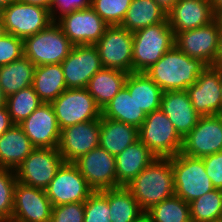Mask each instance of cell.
I'll use <instances>...</instances> for the list:
<instances>
[{"mask_svg": "<svg viewBox=\"0 0 222 222\" xmlns=\"http://www.w3.org/2000/svg\"><path fill=\"white\" fill-rule=\"evenodd\" d=\"M212 11L216 15L219 11H222V0H209Z\"/></svg>", "mask_w": 222, "mask_h": 222, "instance_id": "cell-47", "label": "cell"}, {"mask_svg": "<svg viewBox=\"0 0 222 222\" xmlns=\"http://www.w3.org/2000/svg\"><path fill=\"white\" fill-rule=\"evenodd\" d=\"M134 222H153V219L146 211H143Z\"/></svg>", "mask_w": 222, "mask_h": 222, "instance_id": "cell-48", "label": "cell"}, {"mask_svg": "<svg viewBox=\"0 0 222 222\" xmlns=\"http://www.w3.org/2000/svg\"><path fill=\"white\" fill-rule=\"evenodd\" d=\"M139 139L138 129L113 119L100 118L99 146L116 156Z\"/></svg>", "mask_w": 222, "mask_h": 222, "instance_id": "cell-25", "label": "cell"}, {"mask_svg": "<svg viewBox=\"0 0 222 222\" xmlns=\"http://www.w3.org/2000/svg\"><path fill=\"white\" fill-rule=\"evenodd\" d=\"M202 159L213 187L222 190V151L204 156Z\"/></svg>", "mask_w": 222, "mask_h": 222, "instance_id": "cell-42", "label": "cell"}, {"mask_svg": "<svg viewBox=\"0 0 222 222\" xmlns=\"http://www.w3.org/2000/svg\"><path fill=\"white\" fill-rule=\"evenodd\" d=\"M172 170L175 196L187 203L215 189L206 174L202 158L180 152L172 157Z\"/></svg>", "mask_w": 222, "mask_h": 222, "instance_id": "cell-6", "label": "cell"}, {"mask_svg": "<svg viewBox=\"0 0 222 222\" xmlns=\"http://www.w3.org/2000/svg\"><path fill=\"white\" fill-rule=\"evenodd\" d=\"M18 125L35 148L58 147L61 130L50 103H41L29 117Z\"/></svg>", "mask_w": 222, "mask_h": 222, "instance_id": "cell-20", "label": "cell"}, {"mask_svg": "<svg viewBox=\"0 0 222 222\" xmlns=\"http://www.w3.org/2000/svg\"><path fill=\"white\" fill-rule=\"evenodd\" d=\"M60 130L81 122L99 119L101 108L87 88L66 89L50 103Z\"/></svg>", "mask_w": 222, "mask_h": 222, "instance_id": "cell-7", "label": "cell"}, {"mask_svg": "<svg viewBox=\"0 0 222 222\" xmlns=\"http://www.w3.org/2000/svg\"><path fill=\"white\" fill-rule=\"evenodd\" d=\"M104 118L117 120L140 128L147 114L142 110L124 86L101 110Z\"/></svg>", "mask_w": 222, "mask_h": 222, "instance_id": "cell-28", "label": "cell"}, {"mask_svg": "<svg viewBox=\"0 0 222 222\" xmlns=\"http://www.w3.org/2000/svg\"><path fill=\"white\" fill-rule=\"evenodd\" d=\"M175 45L168 20L133 32V72L145 73Z\"/></svg>", "mask_w": 222, "mask_h": 222, "instance_id": "cell-3", "label": "cell"}, {"mask_svg": "<svg viewBox=\"0 0 222 222\" xmlns=\"http://www.w3.org/2000/svg\"><path fill=\"white\" fill-rule=\"evenodd\" d=\"M53 205L44 189L15 184L13 213L9 222H50Z\"/></svg>", "mask_w": 222, "mask_h": 222, "instance_id": "cell-15", "label": "cell"}, {"mask_svg": "<svg viewBox=\"0 0 222 222\" xmlns=\"http://www.w3.org/2000/svg\"><path fill=\"white\" fill-rule=\"evenodd\" d=\"M222 73L208 66L186 91L200 116L219 115L222 112Z\"/></svg>", "mask_w": 222, "mask_h": 222, "instance_id": "cell-18", "label": "cell"}, {"mask_svg": "<svg viewBox=\"0 0 222 222\" xmlns=\"http://www.w3.org/2000/svg\"><path fill=\"white\" fill-rule=\"evenodd\" d=\"M64 163L58 148H34L15 169L18 182L46 189Z\"/></svg>", "mask_w": 222, "mask_h": 222, "instance_id": "cell-8", "label": "cell"}, {"mask_svg": "<svg viewBox=\"0 0 222 222\" xmlns=\"http://www.w3.org/2000/svg\"><path fill=\"white\" fill-rule=\"evenodd\" d=\"M84 202L53 206L50 222H84Z\"/></svg>", "mask_w": 222, "mask_h": 222, "instance_id": "cell-40", "label": "cell"}, {"mask_svg": "<svg viewBox=\"0 0 222 222\" xmlns=\"http://www.w3.org/2000/svg\"><path fill=\"white\" fill-rule=\"evenodd\" d=\"M24 56L23 40L9 33L0 38V66Z\"/></svg>", "mask_w": 222, "mask_h": 222, "instance_id": "cell-39", "label": "cell"}, {"mask_svg": "<svg viewBox=\"0 0 222 222\" xmlns=\"http://www.w3.org/2000/svg\"><path fill=\"white\" fill-rule=\"evenodd\" d=\"M220 33L219 24L214 20L203 27L174 33L175 46L189 57L212 66L218 53Z\"/></svg>", "mask_w": 222, "mask_h": 222, "instance_id": "cell-12", "label": "cell"}, {"mask_svg": "<svg viewBox=\"0 0 222 222\" xmlns=\"http://www.w3.org/2000/svg\"><path fill=\"white\" fill-rule=\"evenodd\" d=\"M53 206L84 202L94 192L73 162H64L45 189Z\"/></svg>", "mask_w": 222, "mask_h": 222, "instance_id": "cell-11", "label": "cell"}, {"mask_svg": "<svg viewBox=\"0 0 222 222\" xmlns=\"http://www.w3.org/2000/svg\"><path fill=\"white\" fill-rule=\"evenodd\" d=\"M215 20L218 22L219 28H220V32L222 33V11H219V12L215 15Z\"/></svg>", "mask_w": 222, "mask_h": 222, "instance_id": "cell-49", "label": "cell"}, {"mask_svg": "<svg viewBox=\"0 0 222 222\" xmlns=\"http://www.w3.org/2000/svg\"><path fill=\"white\" fill-rule=\"evenodd\" d=\"M100 118L65 127L60 132L58 151L64 162H74L99 146Z\"/></svg>", "mask_w": 222, "mask_h": 222, "instance_id": "cell-19", "label": "cell"}, {"mask_svg": "<svg viewBox=\"0 0 222 222\" xmlns=\"http://www.w3.org/2000/svg\"><path fill=\"white\" fill-rule=\"evenodd\" d=\"M160 109L167 115L182 138L196 126L200 117L186 90L164 91Z\"/></svg>", "mask_w": 222, "mask_h": 222, "instance_id": "cell-22", "label": "cell"}, {"mask_svg": "<svg viewBox=\"0 0 222 222\" xmlns=\"http://www.w3.org/2000/svg\"><path fill=\"white\" fill-rule=\"evenodd\" d=\"M155 158L150 149L138 139L115 156L117 187L126 186Z\"/></svg>", "mask_w": 222, "mask_h": 222, "instance_id": "cell-23", "label": "cell"}, {"mask_svg": "<svg viewBox=\"0 0 222 222\" xmlns=\"http://www.w3.org/2000/svg\"><path fill=\"white\" fill-rule=\"evenodd\" d=\"M7 97L4 95L3 90L0 88V108L6 106Z\"/></svg>", "mask_w": 222, "mask_h": 222, "instance_id": "cell-50", "label": "cell"}, {"mask_svg": "<svg viewBox=\"0 0 222 222\" xmlns=\"http://www.w3.org/2000/svg\"><path fill=\"white\" fill-rule=\"evenodd\" d=\"M35 65L25 56L0 66V88L6 97L32 86Z\"/></svg>", "mask_w": 222, "mask_h": 222, "instance_id": "cell-31", "label": "cell"}, {"mask_svg": "<svg viewBox=\"0 0 222 222\" xmlns=\"http://www.w3.org/2000/svg\"><path fill=\"white\" fill-rule=\"evenodd\" d=\"M6 34V31H5V27H4V22H3V18L0 14V38Z\"/></svg>", "mask_w": 222, "mask_h": 222, "instance_id": "cell-52", "label": "cell"}, {"mask_svg": "<svg viewBox=\"0 0 222 222\" xmlns=\"http://www.w3.org/2000/svg\"><path fill=\"white\" fill-rule=\"evenodd\" d=\"M143 211L175 195L172 157L155 158L125 186Z\"/></svg>", "mask_w": 222, "mask_h": 222, "instance_id": "cell-2", "label": "cell"}, {"mask_svg": "<svg viewBox=\"0 0 222 222\" xmlns=\"http://www.w3.org/2000/svg\"><path fill=\"white\" fill-rule=\"evenodd\" d=\"M212 66L222 73V33H220L218 53Z\"/></svg>", "mask_w": 222, "mask_h": 222, "instance_id": "cell-44", "label": "cell"}, {"mask_svg": "<svg viewBox=\"0 0 222 222\" xmlns=\"http://www.w3.org/2000/svg\"><path fill=\"white\" fill-rule=\"evenodd\" d=\"M16 0H0V12L6 8L9 4Z\"/></svg>", "mask_w": 222, "mask_h": 222, "instance_id": "cell-51", "label": "cell"}, {"mask_svg": "<svg viewBox=\"0 0 222 222\" xmlns=\"http://www.w3.org/2000/svg\"><path fill=\"white\" fill-rule=\"evenodd\" d=\"M166 13L178 2V0H154Z\"/></svg>", "mask_w": 222, "mask_h": 222, "instance_id": "cell-46", "label": "cell"}, {"mask_svg": "<svg viewBox=\"0 0 222 222\" xmlns=\"http://www.w3.org/2000/svg\"><path fill=\"white\" fill-rule=\"evenodd\" d=\"M56 23L73 45H95L108 27L91 7L73 11Z\"/></svg>", "mask_w": 222, "mask_h": 222, "instance_id": "cell-16", "label": "cell"}, {"mask_svg": "<svg viewBox=\"0 0 222 222\" xmlns=\"http://www.w3.org/2000/svg\"><path fill=\"white\" fill-rule=\"evenodd\" d=\"M138 136L157 158H170L181 152L183 138L160 108L147 114Z\"/></svg>", "mask_w": 222, "mask_h": 222, "instance_id": "cell-5", "label": "cell"}, {"mask_svg": "<svg viewBox=\"0 0 222 222\" xmlns=\"http://www.w3.org/2000/svg\"><path fill=\"white\" fill-rule=\"evenodd\" d=\"M34 148L22 128L14 124L0 136V168L15 170Z\"/></svg>", "mask_w": 222, "mask_h": 222, "instance_id": "cell-24", "label": "cell"}, {"mask_svg": "<svg viewBox=\"0 0 222 222\" xmlns=\"http://www.w3.org/2000/svg\"><path fill=\"white\" fill-rule=\"evenodd\" d=\"M43 103L32 86L7 97L6 106L14 124H20Z\"/></svg>", "mask_w": 222, "mask_h": 222, "instance_id": "cell-35", "label": "cell"}, {"mask_svg": "<svg viewBox=\"0 0 222 222\" xmlns=\"http://www.w3.org/2000/svg\"><path fill=\"white\" fill-rule=\"evenodd\" d=\"M61 66L67 89L87 88L90 79L103 68L95 45H74Z\"/></svg>", "mask_w": 222, "mask_h": 222, "instance_id": "cell-14", "label": "cell"}, {"mask_svg": "<svg viewBox=\"0 0 222 222\" xmlns=\"http://www.w3.org/2000/svg\"><path fill=\"white\" fill-rule=\"evenodd\" d=\"M108 205L112 222H134L143 212L125 186L108 189Z\"/></svg>", "mask_w": 222, "mask_h": 222, "instance_id": "cell-32", "label": "cell"}, {"mask_svg": "<svg viewBox=\"0 0 222 222\" xmlns=\"http://www.w3.org/2000/svg\"><path fill=\"white\" fill-rule=\"evenodd\" d=\"M95 46L104 68L133 72V32L120 25L108 26Z\"/></svg>", "mask_w": 222, "mask_h": 222, "instance_id": "cell-10", "label": "cell"}, {"mask_svg": "<svg viewBox=\"0 0 222 222\" xmlns=\"http://www.w3.org/2000/svg\"><path fill=\"white\" fill-rule=\"evenodd\" d=\"M32 87L42 102L54 101L67 89L61 64L36 66Z\"/></svg>", "mask_w": 222, "mask_h": 222, "instance_id": "cell-29", "label": "cell"}, {"mask_svg": "<svg viewBox=\"0 0 222 222\" xmlns=\"http://www.w3.org/2000/svg\"><path fill=\"white\" fill-rule=\"evenodd\" d=\"M73 47L56 22L23 40L24 56L35 66L61 64Z\"/></svg>", "mask_w": 222, "mask_h": 222, "instance_id": "cell-4", "label": "cell"}, {"mask_svg": "<svg viewBox=\"0 0 222 222\" xmlns=\"http://www.w3.org/2000/svg\"><path fill=\"white\" fill-rule=\"evenodd\" d=\"M166 19L167 13L154 0H132L120 26L135 32Z\"/></svg>", "mask_w": 222, "mask_h": 222, "instance_id": "cell-30", "label": "cell"}, {"mask_svg": "<svg viewBox=\"0 0 222 222\" xmlns=\"http://www.w3.org/2000/svg\"><path fill=\"white\" fill-rule=\"evenodd\" d=\"M23 3L37 5L50 10L53 0H18Z\"/></svg>", "mask_w": 222, "mask_h": 222, "instance_id": "cell-45", "label": "cell"}, {"mask_svg": "<svg viewBox=\"0 0 222 222\" xmlns=\"http://www.w3.org/2000/svg\"><path fill=\"white\" fill-rule=\"evenodd\" d=\"M222 151V118L200 116L196 126L183 138L181 153L202 158Z\"/></svg>", "mask_w": 222, "mask_h": 222, "instance_id": "cell-13", "label": "cell"}, {"mask_svg": "<svg viewBox=\"0 0 222 222\" xmlns=\"http://www.w3.org/2000/svg\"><path fill=\"white\" fill-rule=\"evenodd\" d=\"M191 222H215L222 220V190L212 191L189 203Z\"/></svg>", "mask_w": 222, "mask_h": 222, "instance_id": "cell-33", "label": "cell"}, {"mask_svg": "<svg viewBox=\"0 0 222 222\" xmlns=\"http://www.w3.org/2000/svg\"><path fill=\"white\" fill-rule=\"evenodd\" d=\"M146 212L153 222H191L189 203L175 195L152 206Z\"/></svg>", "mask_w": 222, "mask_h": 222, "instance_id": "cell-34", "label": "cell"}, {"mask_svg": "<svg viewBox=\"0 0 222 222\" xmlns=\"http://www.w3.org/2000/svg\"><path fill=\"white\" fill-rule=\"evenodd\" d=\"M91 7V0H53L49 10L53 22L76 10Z\"/></svg>", "mask_w": 222, "mask_h": 222, "instance_id": "cell-41", "label": "cell"}, {"mask_svg": "<svg viewBox=\"0 0 222 222\" xmlns=\"http://www.w3.org/2000/svg\"><path fill=\"white\" fill-rule=\"evenodd\" d=\"M128 74L122 70L103 67L90 79L87 90L101 110L125 86Z\"/></svg>", "mask_w": 222, "mask_h": 222, "instance_id": "cell-26", "label": "cell"}, {"mask_svg": "<svg viewBox=\"0 0 222 222\" xmlns=\"http://www.w3.org/2000/svg\"><path fill=\"white\" fill-rule=\"evenodd\" d=\"M15 170L0 168V222H9L13 213Z\"/></svg>", "mask_w": 222, "mask_h": 222, "instance_id": "cell-37", "label": "cell"}, {"mask_svg": "<svg viewBox=\"0 0 222 222\" xmlns=\"http://www.w3.org/2000/svg\"><path fill=\"white\" fill-rule=\"evenodd\" d=\"M207 67L204 62L189 57L174 45L145 74L163 91H179L196 83Z\"/></svg>", "mask_w": 222, "mask_h": 222, "instance_id": "cell-1", "label": "cell"}, {"mask_svg": "<svg viewBox=\"0 0 222 222\" xmlns=\"http://www.w3.org/2000/svg\"><path fill=\"white\" fill-rule=\"evenodd\" d=\"M132 0H91V8L108 26L121 25Z\"/></svg>", "mask_w": 222, "mask_h": 222, "instance_id": "cell-36", "label": "cell"}, {"mask_svg": "<svg viewBox=\"0 0 222 222\" xmlns=\"http://www.w3.org/2000/svg\"><path fill=\"white\" fill-rule=\"evenodd\" d=\"M6 33L22 40L46 29L53 23L48 9L13 1L0 12Z\"/></svg>", "mask_w": 222, "mask_h": 222, "instance_id": "cell-9", "label": "cell"}, {"mask_svg": "<svg viewBox=\"0 0 222 222\" xmlns=\"http://www.w3.org/2000/svg\"><path fill=\"white\" fill-rule=\"evenodd\" d=\"M84 222H112L108 205V189L94 191L84 201Z\"/></svg>", "mask_w": 222, "mask_h": 222, "instance_id": "cell-38", "label": "cell"}, {"mask_svg": "<svg viewBox=\"0 0 222 222\" xmlns=\"http://www.w3.org/2000/svg\"><path fill=\"white\" fill-rule=\"evenodd\" d=\"M14 123L11 120L7 106L0 108V136L10 129Z\"/></svg>", "mask_w": 222, "mask_h": 222, "instance_id": "cell-43", "label": "cell"}, {"mask_svg": "<svg viewBox=\"0 0 222 222\" xmlns=\"http://www.w3.org/2000/svg\"><path fill=\"white\" fill-rule=\"evenodd\" d=\"M73 163L94 191L117 188L115 156L100 146Z\"/></svg>", "mask_w": 222, "mask_h": 222, "instance_id": "cell-17", "label": "cell"}, {"mask_svg": "<svg viewBox=\"0 0 222 222\" xmlns=\"http://www.w3.org/2000/svg\"><path fill=\"white\" fill-rule=\"evenodd\" d=\"M125 87L146 114L160 108L164 91L147 74L143 72L129 73Z\"/></svg>", "mask_w": 222, "mask_h": 222, "instance_id": "cell-27", "label": "cell"}, {"mask_svg": "<svg viewBox=\"0 0 222 222\" xmlns=\"http://www.w3.org/2000/svg\"><path fill=\"white\" fill-rule=\"evenodd\" d=\"M174 33L206 26L215 20L209 0H178L167 12Z\"/></svg>", "mask_w": 222, "mask_h": 222, "instance_id": "cell-21", "label": "cell"}]
</instances>
